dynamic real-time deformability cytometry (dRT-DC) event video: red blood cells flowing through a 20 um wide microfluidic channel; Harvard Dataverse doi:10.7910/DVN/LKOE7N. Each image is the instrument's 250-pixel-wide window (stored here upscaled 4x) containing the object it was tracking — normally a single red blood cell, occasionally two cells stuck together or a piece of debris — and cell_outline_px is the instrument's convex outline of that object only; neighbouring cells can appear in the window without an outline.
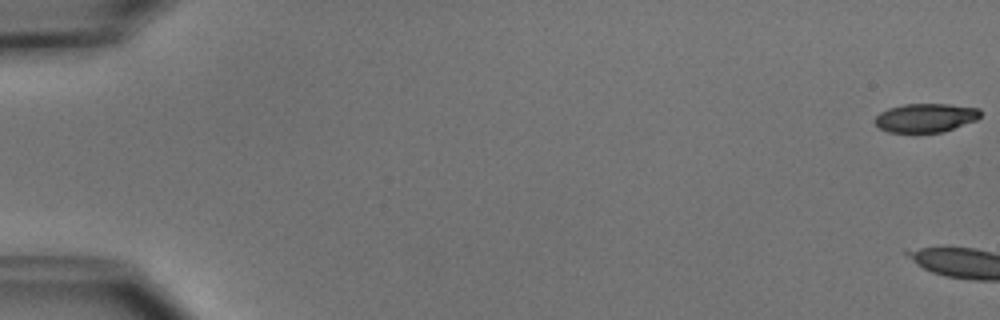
{"species": "common noctule bat (a hibernating species)", "species_latin": "Nyctalus noctula", "temperature_condition": "cold", "stored_images_in_passage": 6, "camera_frame_rate_fps": 3000, "um_per_image_px": 0.085, "animal": {"sex": "male", "body_mass_g": 15.6}, "frame": {"image": 1, "passage_image": 1, "time_ms": 0.0, "image_size_px": [1000, 320], "cell_outline_px": [[980, 116], [976, 120], [940, 132], [888, 132], [880, 128], [876, 124], [876, 116], [880, 112], [888, 108], [904, 104], [948, 104], [980, 108]], "centroid_in_image_um": [78.67, 10.0], "position_along_channel_um": 6.3, "area_um2": 17.46}}